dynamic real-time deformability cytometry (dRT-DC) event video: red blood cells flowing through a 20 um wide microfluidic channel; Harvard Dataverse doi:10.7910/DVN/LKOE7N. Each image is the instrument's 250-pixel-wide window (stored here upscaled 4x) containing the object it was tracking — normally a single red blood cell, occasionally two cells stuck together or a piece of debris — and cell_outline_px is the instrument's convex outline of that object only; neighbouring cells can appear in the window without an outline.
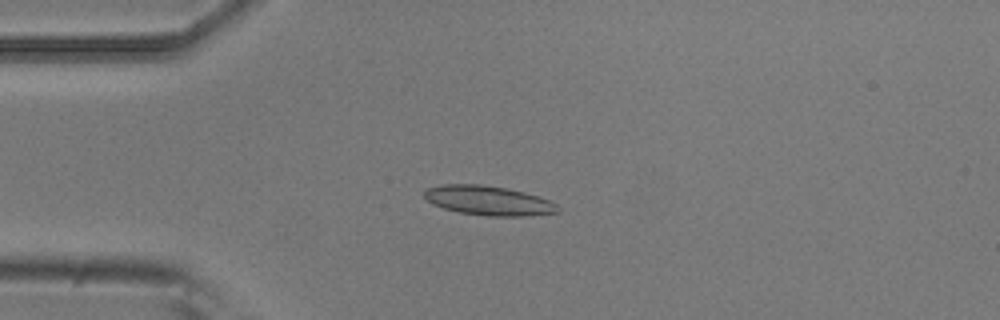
{"species": "common noctule bat (a hibernating species)", "species_latin": "Nyctalus noctula", "temperature_condition": "room temperature", "stored_images_in_passage": 7, "camera_frame_rate_fps": 3000, "um_per_image_px": 0.085, "animal": {"sex": "male", "body_mass_g": 20.5, "forearm_length_mm": 52.5}, "frame": {"image": 1, "passage_image": 3, "time_ms": 0.667, "image_size_px": [1000, 320], "cell_outline_px": [[560, 212], [524, 216], [488, 216], [460, 212], [444, 208], [432, 204], [424, 196], [424, 192], [428, 188], [440, 184], [480, 184], [504, 188], [524, 192], [540, 196], [556, 204], [560, 208]], "centroid_in_image_um": [41.53, 17.05], "position_along_channel_um": 43.5, "area_um2": 22.83}}
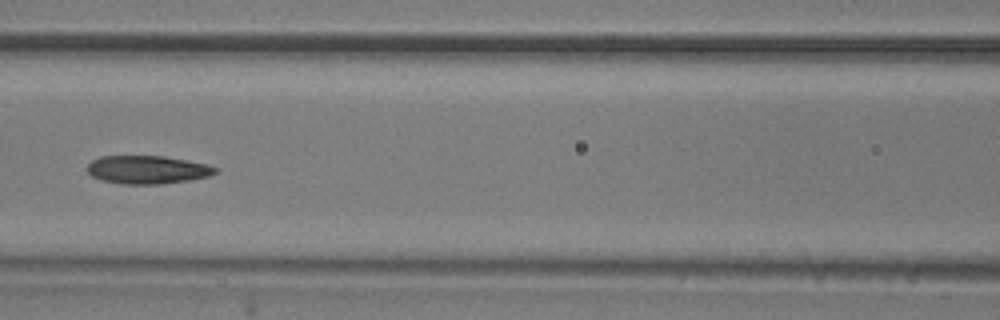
{"frame": {"image": 2, "passage_image": 6, "time_ms": 1.667, "image_size_px": [1000, 320], "cell_outline_px": [[220, 168], [216, 172], [208, 176], [188, 180], [160, 184], [124, 184], [100, 180], [92, 176], [84, 168], [92, 160], [100, 156], [164, 156], [188, 160], [208, 164]], "centroid_in_image_um": [12.51, 14.42], "position_along_channel_um": 154.1, "area_um2": 21.21}}
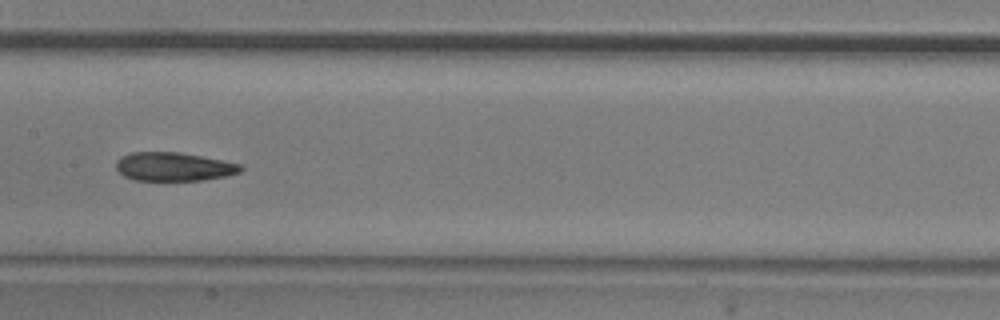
{"frame": {"image": 3, "passage_image": 7, "time_ms": 2.0, "image_size_px": [1000, 320], "cell_outline_px": [[244, 168], [240, 172], [224, 176], [204, 180], [136, 180], [124, 176], [116, 168], [116, 160], [120, 156], [132, 152], [180, 152], [240, 164]], "centroid_in_image_um": [14.74, 14.16], "position_along_channel_um": 192.7, "area_um2": 20.63}}